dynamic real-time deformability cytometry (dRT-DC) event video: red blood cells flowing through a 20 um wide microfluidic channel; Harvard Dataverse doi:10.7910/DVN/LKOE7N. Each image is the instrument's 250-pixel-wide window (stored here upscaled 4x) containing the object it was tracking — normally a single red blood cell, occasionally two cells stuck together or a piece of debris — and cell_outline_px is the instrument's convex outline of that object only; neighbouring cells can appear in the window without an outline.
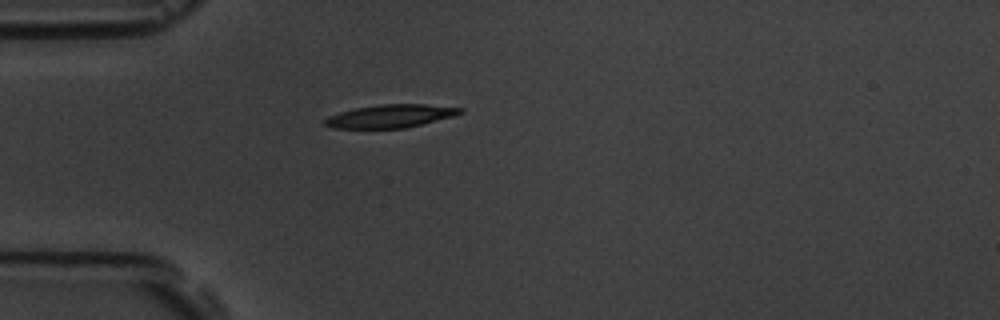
{"species": "common noctule bat (a hibernating species)", "species_latin": "Nyctalus noctula", "temperature_condition": "room temperature", "stored_images_in_passage": 1, "camera_frame_rate_fps": 3000, "um_per_image_px": 0.085, "animal": {"sex": "male", "body_mass_g": 19.5, "forearm_length_mm": 54.6}, "frame": {"image": 1, "passage_image": 1, "time_ms": 0.0, "image_size_px": [1000, 320], "cell_outline_px": [[464, 112], [452, 116], [404, 128], [332, 128], [324, 124], [324, 120], [328, 116], [340, 112], [356, 108], [380, 104], [424, 104], [464, 108]], "centroid_in_image_um": [33.17, 9.86], "position_along_channel_um": 51.8, "area_um2": 17.98}}